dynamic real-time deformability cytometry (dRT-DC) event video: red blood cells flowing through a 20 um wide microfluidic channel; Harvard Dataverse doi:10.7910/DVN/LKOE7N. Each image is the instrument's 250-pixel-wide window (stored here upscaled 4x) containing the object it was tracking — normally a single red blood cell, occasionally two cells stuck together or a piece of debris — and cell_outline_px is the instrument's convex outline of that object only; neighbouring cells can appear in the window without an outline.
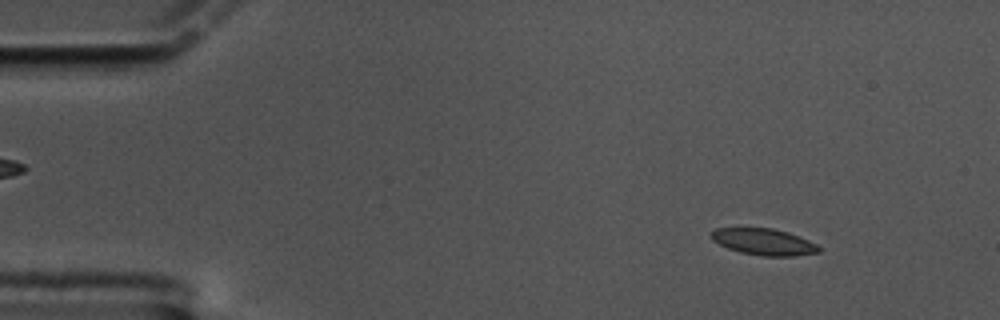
{"species": "common noctule bat (a hibernating species)", "species_latin": "Nyctalus noctula", "temperature_condition": "cold", "stored_images_in_passage": 52, "camera_frame_rate_fps": 3000, "um_per_image_px": 0.085, "animal": {"sex": "male", "body_mass_g": 17.5, "forearm_length_mm": 52.3}, "frame": {"image": 1, "passage_image": 7, "time_ms": 2.0, "image_size_px": [1000, 320], "cell_outline_px": [[820, 252], [792, 256], [764, 256], [740, 252], [728, 248], [712, 240], [708, 236], [716, 228], [772, 228], [788, 232], [808, 240], [816, 244], [820, 248]], "centroid_in_image_um": [64.9, 20.55], "position_along_channel_um": 20.1, "area_um2": 16.53}}
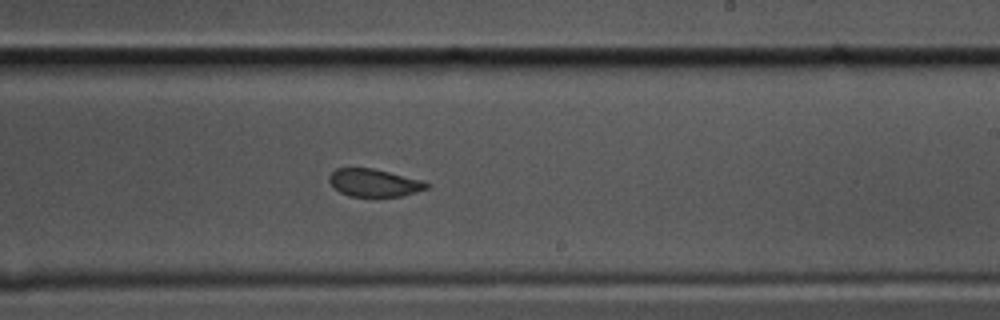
{"frame": {"image": 2, "passage_image": 36, "time_ms": 11.667, "image_size_px": [1000, 320], "cell_outline_px": [[432, 184], [428, 188], [416, 192], [400, 196], [348, 196], [332, 188], [328, 180], [328, 176], [336, 168], [372, 168], [420, 180]], "centroid_in_image_um": [31.75, 15.54], "position_along_channel_um": 257.2, "area_um2": 15.66}}
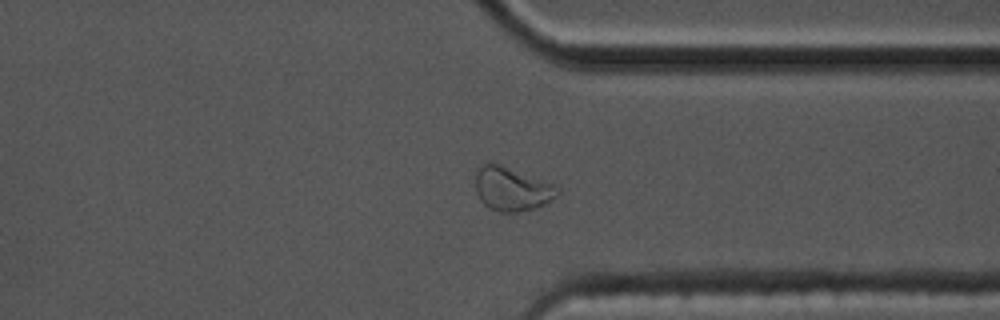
{"frame": {"image": 3, "passage_image": 46, "time_ms": 15.0, "image_size_px": [1000, 320], "cell_outline_px": [[560, 196], [536, 208], [516, 212], [500, 212], [488, 208], [480, 200], [476, 192], [476, 172], [480, 164], [488, 160], [492, 160], [556, 184], [560, 188]], "centroid_in_image_um": [43.52, 16.01], "position_along_channel_um": 367.9, "area_um2": 21.79}}